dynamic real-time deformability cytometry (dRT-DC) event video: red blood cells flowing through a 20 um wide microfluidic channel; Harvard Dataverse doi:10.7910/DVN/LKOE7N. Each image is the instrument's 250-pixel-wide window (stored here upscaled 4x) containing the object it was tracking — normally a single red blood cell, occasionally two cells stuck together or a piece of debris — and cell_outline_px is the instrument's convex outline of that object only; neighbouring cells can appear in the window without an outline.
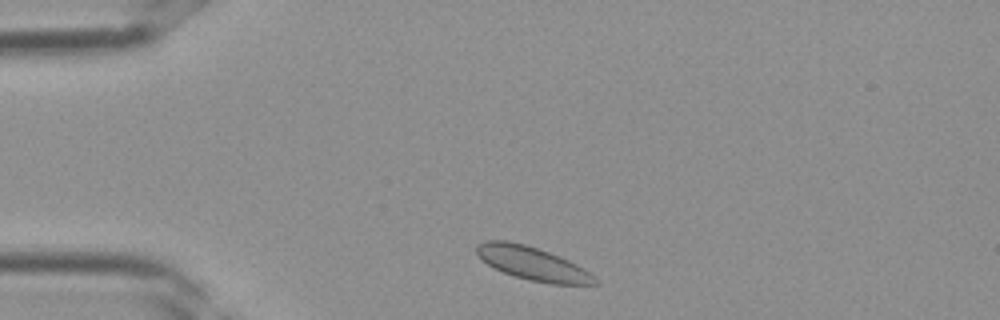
{"species": "Egyptian fruit bat (a non-hibernating species)", "species_latin": "Rousettus aegyptiacus", "temperature_condition": "room temperature", "stored_images_in_passage": 28, "camera_frame_rate_fps": 3000, "um_per_image_px": 0.085, "frame": {"image": 1, "passage_image": 3, "time_ms": 0.667, "image_size_px": [1000, 320], "cell_outline_px": [[600, 284], [552, 284], [528, 280], [504, 272], [488, 264], [476, 252], [476, 244], [488, 240], [508, 240], [524, 244], [560, 256], [584, 268]], "centroid_in_image_um": [45.26, 22.38], "position_along_channel_um": 39.7, "area_um2": 22.6}}
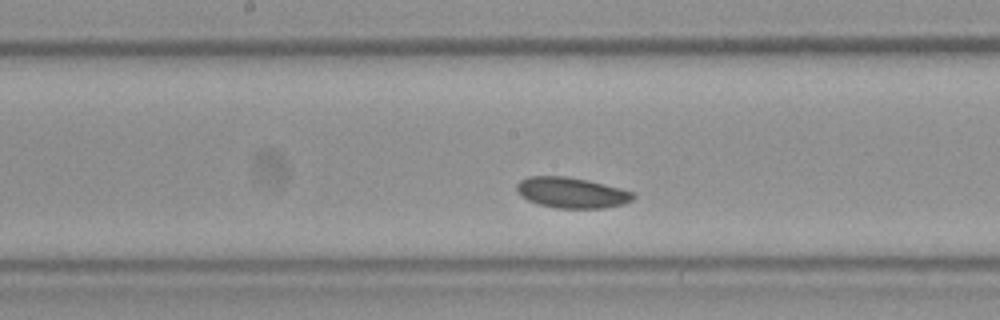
{"frame": {"image": 2, "passage_image": 14, "time_ms": 4.333, "image_size_px": [1000, 320], "cell_outline_px": [[636, 196], [632, 200], [624, 204], [604, 208], [556, 208], [540, 204], [528, 200], [520, 196], [516, 192], [516, 184], [520, 180], [528, 176], [564, 176], [588, 180], [620, 188], [632, 192]], "centroid_in_image_um": [48.56, 16.37], "position_along_channel_um": 199.6, "area_um2": 20.87}}
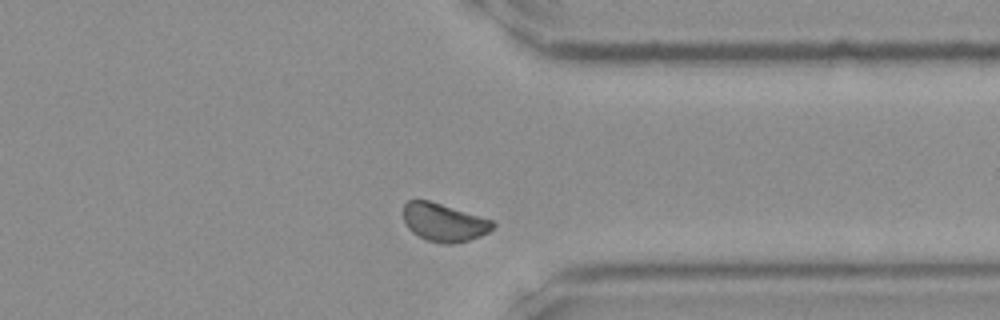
{"frame": {"image": 3, "passage_image": 24, "time_ms": 7.667, "image_size_px": [1000, 320], "cell_outline_px": [[496, 224], [488, 232], [480, 236], [468, 240], [452, 244], [440, 244], [424, 240], [412, 232], [408, 228], [404, 220], [404, 204], [408, 200], [428, 200], [492, 220]], "centroid_in_image_um": [37.71, 18.92], "position_along_channel_um": 373.7, "area_um2": 19.77}}